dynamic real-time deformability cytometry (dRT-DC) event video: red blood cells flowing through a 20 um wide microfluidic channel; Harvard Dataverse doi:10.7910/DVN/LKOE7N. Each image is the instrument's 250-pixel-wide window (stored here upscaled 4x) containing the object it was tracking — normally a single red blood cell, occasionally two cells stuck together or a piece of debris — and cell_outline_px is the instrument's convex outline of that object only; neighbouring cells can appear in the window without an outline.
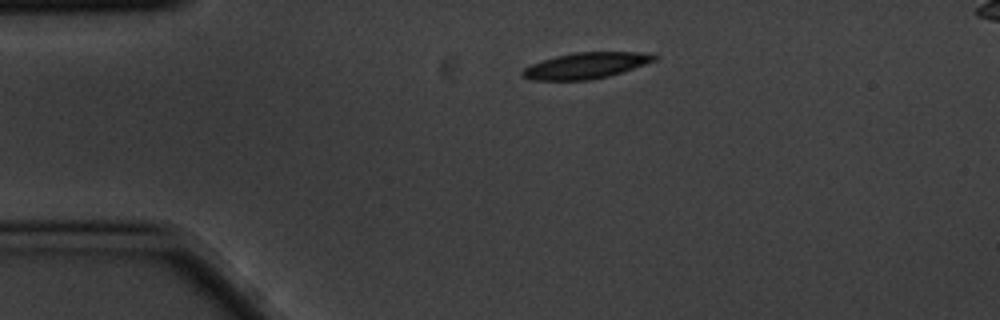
{"species": "common noctule bat (a hibernating species)", "species_latin": "Nyctalus noctula", "temperature_condition": "cold", "stored_images_in_passage": 2, "camera_frame_rate_fps": 3000, "um_per_image_px": 0.085, "animal": {"sex": "male", "body_mass_g": 20.1, "forearm_length_mm": 53.5}, "frame": {"image": 1, "passage_image": 1, "time_ms": 0.0, "image_size_px": [1000, 320], "cell_outline_px": [[660, 56], [656, 60], [608, 76], [592, 80], [532, 80], [524, 76], [520, 72], [524, 68], [532, 64], [556, 56], [576, 52], [640, 52]], "centroid_in_image_um": [49.8, 5.57], "position_along_channel_um": 35.2, "area_um2": 19.71}}